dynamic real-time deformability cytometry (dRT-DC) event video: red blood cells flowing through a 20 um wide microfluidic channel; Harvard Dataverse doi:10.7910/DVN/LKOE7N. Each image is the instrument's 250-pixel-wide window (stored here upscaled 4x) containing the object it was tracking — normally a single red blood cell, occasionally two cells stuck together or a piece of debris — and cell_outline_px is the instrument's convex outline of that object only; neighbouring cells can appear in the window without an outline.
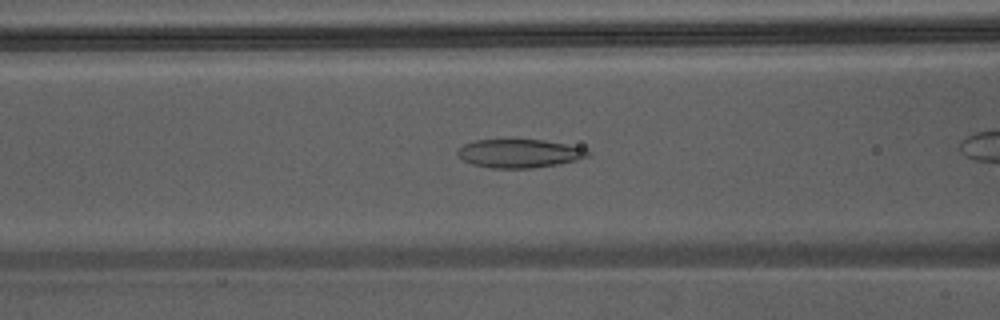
{"species": "Egyptian fruit bat (a non-hibernating species)", "species_latin": "Rousettus aegyptiacus", "temperature_condition": "warm", "stored_images_in_passage": 10, "camera_frame_rate_fps": 3000, "um_per_image_px": 0.085, "animal": {"sex": "male"}, "frame": {"image": 1, "passage_image": 6, "time_ms": 1.667, "image_size_px": [1000, 320], "cell_outline_px": [[592, 152], [588, 156], [576, 160], [556, 164], [532, 168], [492, 168], [472, 164], [464, 160], [456, 152], [464, 144], [476, 140], [544, 140], [584, 148]], "centroid_in_image_um": [44.15, 13.04], "position_along_channel_um": 122.4, "area_um2": 21.33}}
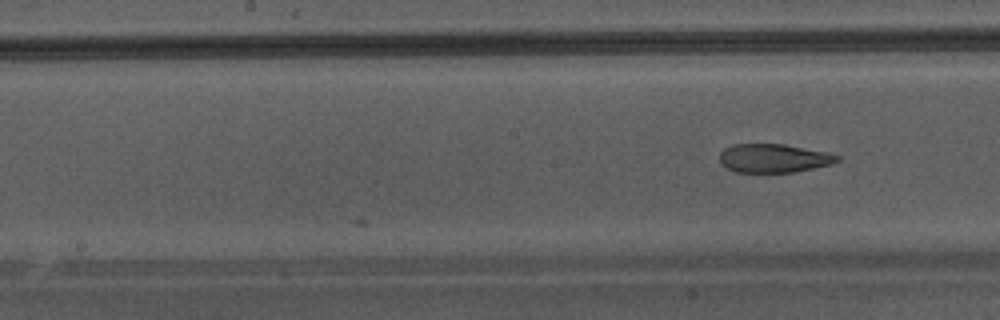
{"frame": {"image": 2, "passage_image": 10, "time_ms": 3.0, "image_size_px": [1000, 320], "cell_outline_px": [[840, 160], [832, 164], [792, 172], [736, 172], [720, 164], [720, 152], [724, 148], [732, 144], [784, 144], [828, 152], [840, 156]], "centroid_in_image_um": [65.76, 13.44], "position_along_channel_um": 182.4, "area_um2": 19.65}}